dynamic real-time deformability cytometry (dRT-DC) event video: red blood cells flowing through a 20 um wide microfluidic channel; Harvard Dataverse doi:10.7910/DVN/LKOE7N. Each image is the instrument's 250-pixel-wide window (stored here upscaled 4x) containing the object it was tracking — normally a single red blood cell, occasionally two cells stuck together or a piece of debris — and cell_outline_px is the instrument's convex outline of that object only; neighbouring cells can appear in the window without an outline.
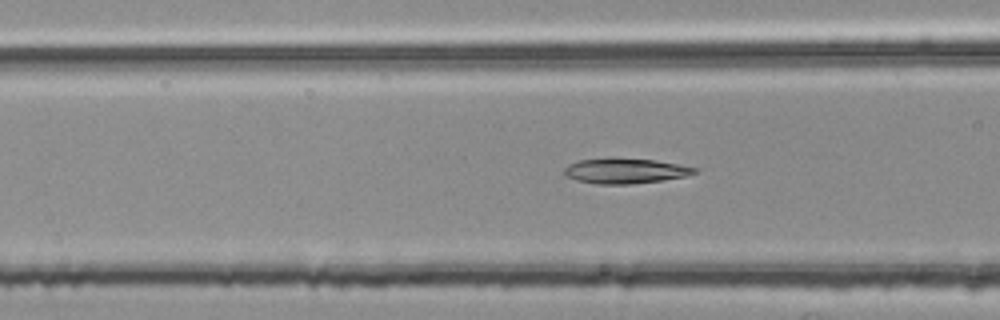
{"species": "common noctule bat (a hibernating species)", "species_latin": "Nyctalus noctula", "temperature_condition": "room temperature", "stored_images_in_passage": 43, "camera_frame_rate_fps": 3000, "um_per_image_px": 0.085, "animal": {"sex": "female", "body_mass_g": 25.1}, "frame": {"image": 1, "passage_image": 20, "time_ms": 6.333, "image_size_px": [1000, 320], "cell_outline_px": [[700, 172], [688, 176], [632, 184], [596, 184], [576, 180], [568, 176], [564, 172], [564, 168], [568, 164], [580, 160], [608, 156], [612, 156], [656, 160], [680, 164], [700, 168]], "centroid_in_image_um": [53.19, 14.49], "position_along_channel_um": 113.4, "area_um2": 19.77}}
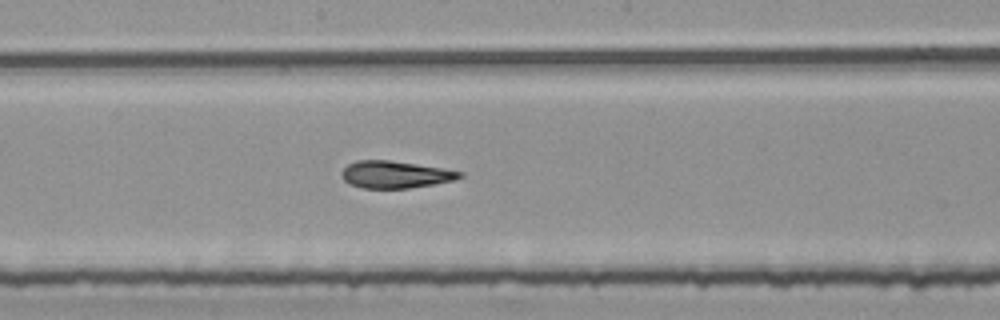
{"frame": {"image": 2, "passage_image": 28, "time_ms": 9.0, "image_size_px": [1000, 320], "cell_outline_px": [[464, 176], [456, 180], [436, 184], [408, 188], [360, 188], [348, 184], [340, 176], [340, 172], [348, 164], [356, 160], [388, 160], [416, 164], [464, 172]], "centroid_in_image_um": [33.57, 14.84], "position_along_channel_um": 214.6, "area_um2": 18.84}}
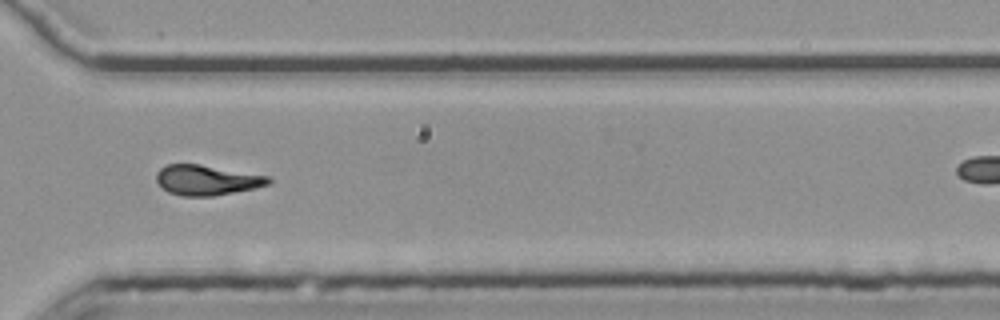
{"frame": {"image": 3, "passage_image": 39, "time_ms": 12.667, "image_size_px": [1000, 320], "cell_outline_px": [[272, 180], [268, 184], [256, 188], [212, 196], [184, 196], [168, 192], [156, 180], [156, 172], [160, 168], [168, 164], [200, 164], [268, 176]], "centroid_in_image_um": [17.57, 15.3], "position_along_channel_um": 353.0, "area_um2": 19.54}}